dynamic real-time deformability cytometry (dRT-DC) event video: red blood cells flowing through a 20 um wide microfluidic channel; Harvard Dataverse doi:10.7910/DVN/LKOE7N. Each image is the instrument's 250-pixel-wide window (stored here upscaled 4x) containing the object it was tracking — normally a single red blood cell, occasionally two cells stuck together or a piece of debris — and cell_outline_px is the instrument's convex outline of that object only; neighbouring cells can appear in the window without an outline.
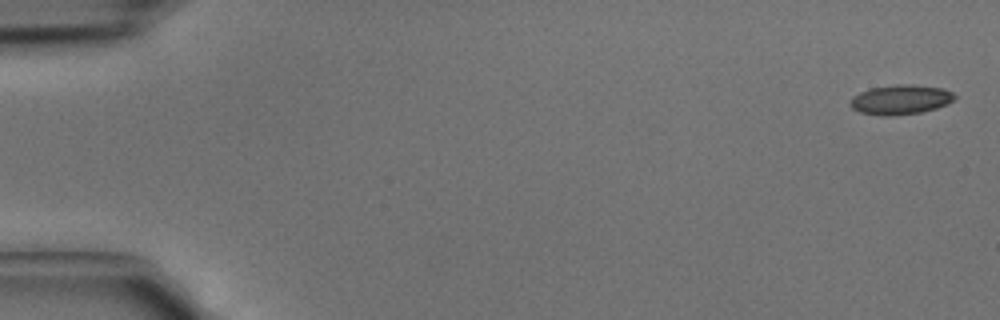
{"species": "common noctule bat (a hibernating species)", "species_latin": "Nyctalus noctula", "temperature_condition": "cold", "stored_images_in_passage": 4, "camera_frame_rate_fps": 3000, "um_per_image_px": 0.085, "animal": {"sex": "male", "body_mass_g": 15.6}, "frame": {"image": 1, "passage_image": 1, "time_ms": 0.0, "image_size_px": [1000, 320], "cell_outline_px": [[956, 96], [948, 104], [936, 108], [920, 112], [888, 116], [884, 116], [860, 112], [852, 108], [848, 104], [852, 96], [860, 92], [872, 88], [896, 84], [912, 84], [944, 88], [952, 92]], "centroid_in_image_um": [76.53, 8.46], "position_along_channel_um": 8.5, "area_um2": 18.03}}
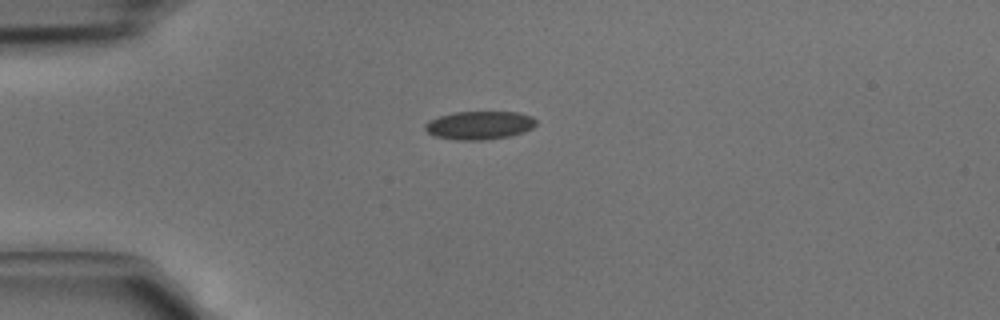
{"frame": {"image": 2, "passage_image": 3, "time_ms": 0.667, "image_size_px": [1000, 320], "cell_outline_px": [[536, 124], [532, 128], [524, 132], [508, 136], [484, 140], [456, 140], [436, 136], [428, 132], [424, 128], [424, 124], [428, 120], [440, 116], [456, 112], [516, 112], [532, 116], [536, 120]], "centroid_in_image_um": [40.75, 10.65], "position_along_channel_um": 44.3, "area_um2": 18.26}}